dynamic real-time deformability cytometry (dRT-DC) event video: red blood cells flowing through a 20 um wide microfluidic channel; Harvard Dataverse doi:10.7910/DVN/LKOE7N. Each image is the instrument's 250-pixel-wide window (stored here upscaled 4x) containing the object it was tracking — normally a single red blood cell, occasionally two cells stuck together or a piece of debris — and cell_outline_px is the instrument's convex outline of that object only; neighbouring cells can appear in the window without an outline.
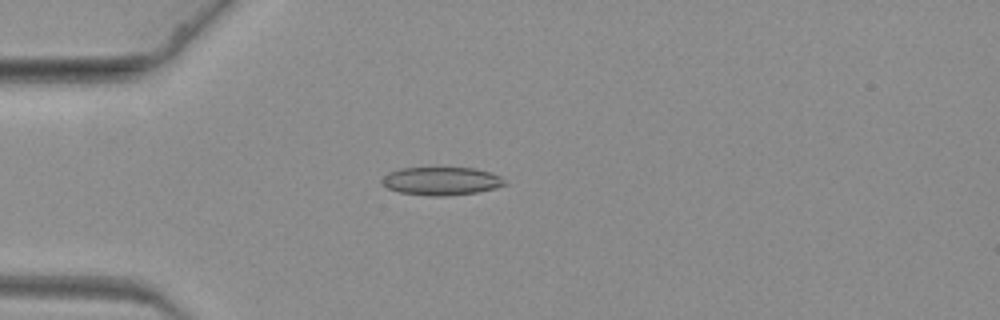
{"species": "common noctule bat (a hibernating species)", "species_latin": "Nyctalus noctula", "temperature_condition": "warm", "stored_images_in_passage": 63, "camera_frame_rate_fps": 3000, "um_per_image_px": 0.085, "animal": {"sex": "female", "body_mass_g": 19.3, "forearm_length_mm": 54.1}, "frame": {"image": 1, "passage_image": 17, "time_ms": 5.333, "image_size_px": [1000, 320], "cell_outline_px": [[508, 184], [496, 188], [476, 192], [448, 196], [428, 196], [400, 192], [388, 188], [380, 180], [388, 172], [400, 168], [476, 168], [500, 176]], "centroid_in_image_um": [37.52, 15.39], "position_along_channel_um": 47.5, "area_um2": 20.11}}
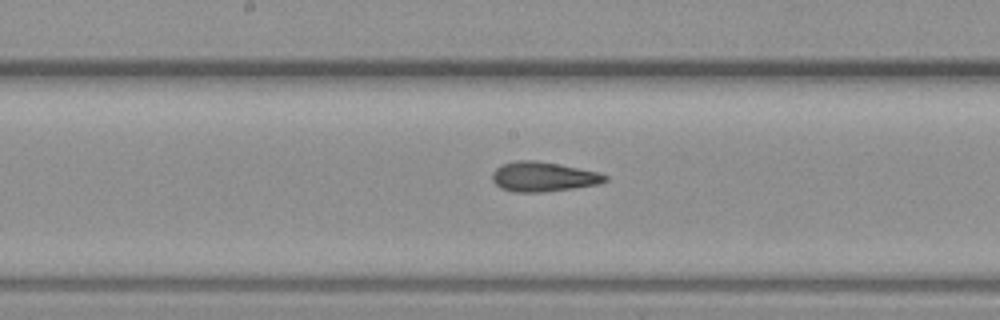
{"frame": {"image": 2, "passage_image": 33, "time_ms": 10.667, "image_size_px": [1000, 320], "cell_outline_px": [[608, 180], [600, 184], [544, 192], [516, 192], [500, 188], [492, 180], [492, 172], [500, 164], [516, 160], [536, 160], [560, 164], [600, 172], [608, 176]], "centroid_in_image_um": [46.18, 15.01], "position_along_channel_um": 202.0, "area_um2": 19.77}}
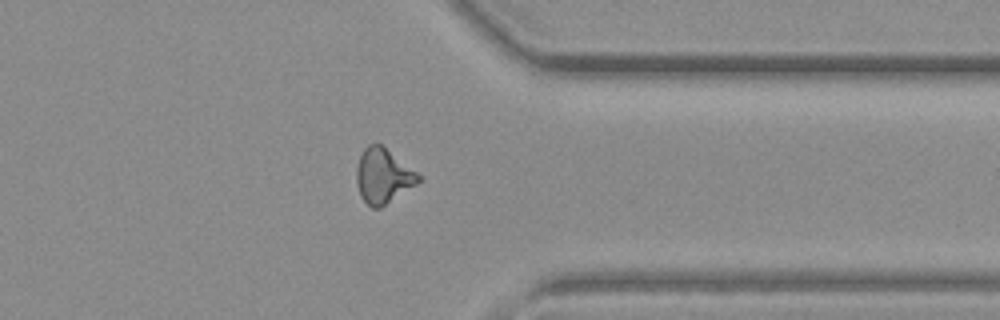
{"frame": {"image": 3, "passage_image": 50, "time_ms": 16.333, "image_size_px": [1000, 320], "cell_outline_px": [[424, 176], [416, 184], [380, 208], [372, 208], [360, 196], [356, 180], [356, 168], [360, 156], [364, 148], [368, 144], [380, 144]], "centroid_in_image_um": [32.57, 14.95], "position_along_channel_um": 378.8, "area_um2": 19.71}}